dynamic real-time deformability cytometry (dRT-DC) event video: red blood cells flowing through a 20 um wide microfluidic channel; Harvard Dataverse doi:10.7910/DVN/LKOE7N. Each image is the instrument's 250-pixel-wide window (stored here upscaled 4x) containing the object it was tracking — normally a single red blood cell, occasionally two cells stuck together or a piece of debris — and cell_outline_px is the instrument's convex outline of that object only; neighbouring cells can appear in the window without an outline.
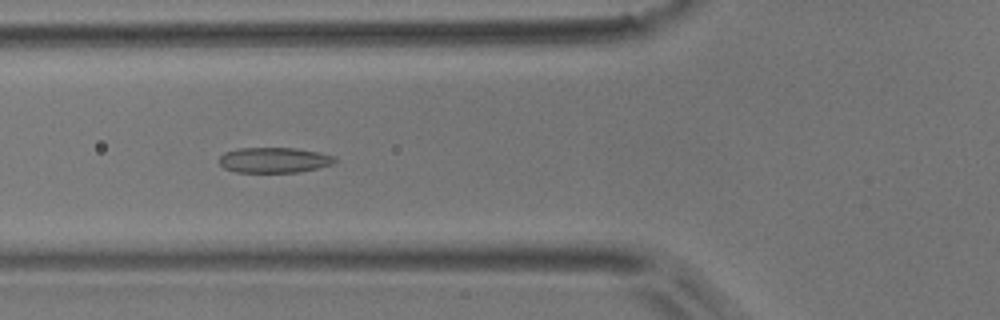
{"species": "common noctule bat (a hibernating species)", "species_latin": "Nyctalus noctula", "temperature_condition": "room temperature", "stored_images_in_passage": 9, "camera_frame_rate_fps": 3000, "um_per_image_px": 0.085, "animal": {"sex": "male", "body_mass_g": 17.9}, "frame": {"image": 1, "passage_image": 6, "time_ms": 5.667, "image_size_px": [1000, 320], "cell_outline_px": [[336, 160], [332, 164], [300, 172], [236, 172], [224, 168], [220, 164], [220, 156], [224, 152], [236, 148], [296, 148], [320, 152], [336, 156]], "centroid_in_image_um": [23.3, 13.6], "position_along_channel_um": 102.5, "area_um2": 17.17}}
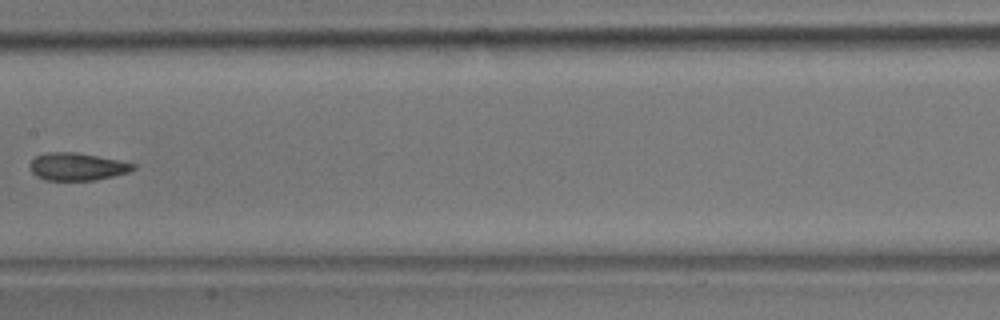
{"frame": {"image": 2, "passage_image": 8, "time_ms": 8.333, "image_size_px": [1000, 320], "cell_outline_px": [[136, 168], [128, 172], [96, 180], [44, 180], [36, 176], [28, 168], [28, 164], [36, 156], [44, 152], [76, 152], [136, 164]], "centroid_in_image_um": [6.49, 14.16], "position_along_channel_um": 200.9, "area_um2": 16.59}}
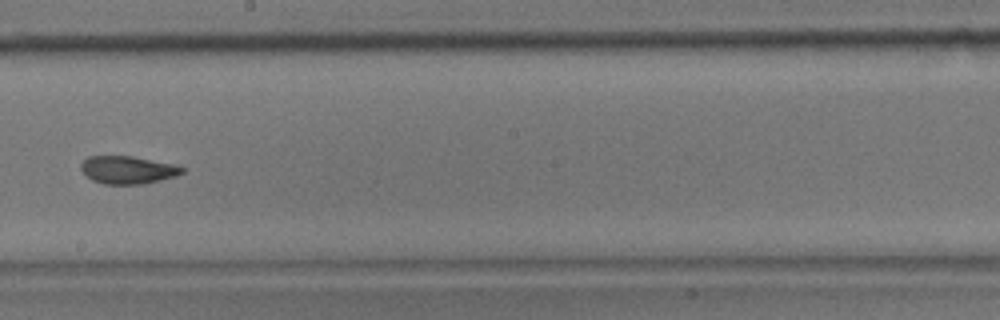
{"frame": {"image": 3, "passage_image": 9, "time_ms": 9.333, "image_size_px": [1000, 320], "cell_outline_px": [[184, 172], [176, 176], [144, 184], [104, 184], [92, 180], [80, 168], [80, 164], [88, 156], [132, 156], [176, 164], [184, 168]], "centroid_in_image_um": [10.88, 14.43], "position_along_channel_um": 237.3, "area_um2": 16.42}}